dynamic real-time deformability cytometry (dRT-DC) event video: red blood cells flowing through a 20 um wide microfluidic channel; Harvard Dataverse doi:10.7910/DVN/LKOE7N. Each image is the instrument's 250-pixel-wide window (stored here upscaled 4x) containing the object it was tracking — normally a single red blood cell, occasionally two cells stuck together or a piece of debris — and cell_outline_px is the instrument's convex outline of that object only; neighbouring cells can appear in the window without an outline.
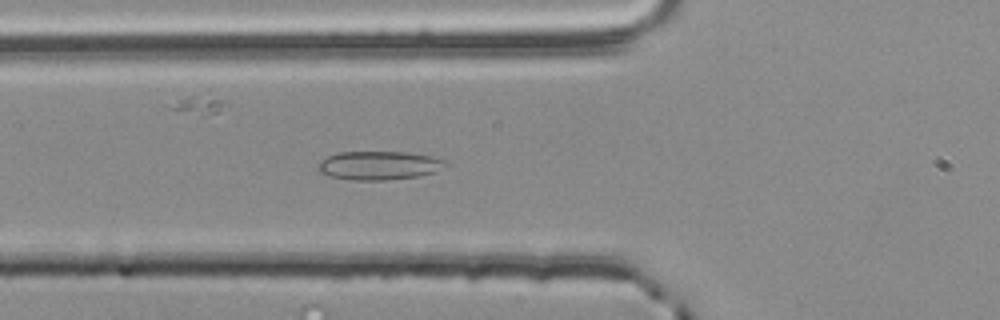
{"species": "common noctule bat (a hibernating species)", "species_latin": "Nyctalus noctula", "temperature_condition": "room temperature", "stored_images_in_passage": 44, "camera_frame_rate_fps": 3000, "um_per_image_px": 0.085, "animal": {"sex": "male", "body_mass_g": 20.4}, "frame": {"image": 1, "passage_image": 14, "time_ms": 4.333, "image_size_px": [1000, 320], "cell_outline_px": [[448, 164], [436, 172], [420, 176], [388, 180], [352, 180], [332, 176], [320, 172], [316, 168], [328, 156], [336, 152], [408, 152], [432, 156], [448, 160]], "centroid_in_image_um": [32.29, 14.06], "position_along_channel_um": 93.5, "area_um2": 21.39}}
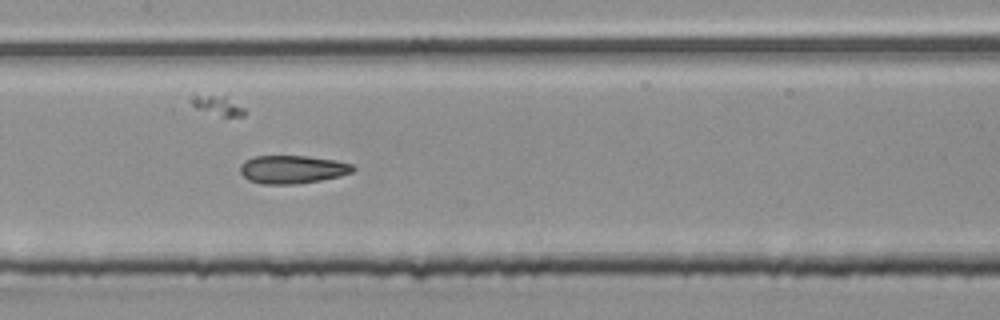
{"frame": {"image": 2, "passage_image": 21, "time_ms": 6.667, "image_size_px": [1000, 320], "cell_outline_px": [[356, 168], [352, 172], [340, 176], [320, 180], [296, 184], [260, 184], [248, 180], [240, 172], [240, 164], [244, 160], [252, 156], [308, 156], [336, 160], [352, 164]], "centroid_in_image_um": [24.83, 14.39], "position_along_channel_um": 182.6, "area_um2": 18.67}}
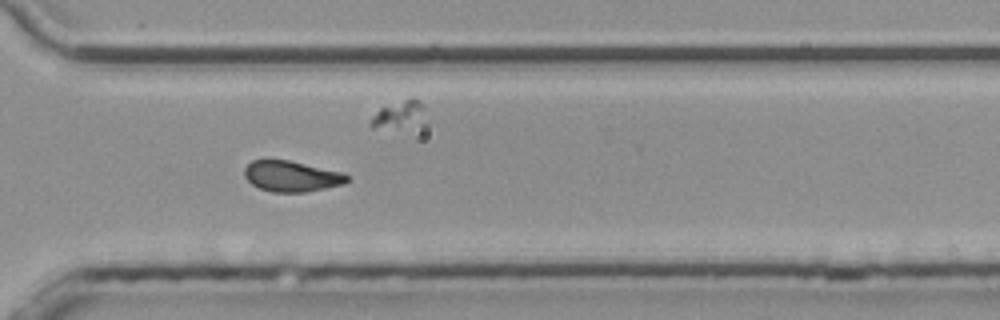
{"frame": {"image": 3, "passage_image": 34, "time_ms": 11.0, "image_size_px": [1000, 320], "cell_outline_px": [[352, 180], [344, 184], [308, 192], [272, 192], [260, 188], [252, 184], [244, 176], [244, 168], [252, 160], [288, 160], [344, 172]], "centroid_in_image_um": [24.83, 14.99], "position_along_channel_um": 345.8, "area_um2": 18.55}, "authors_computed_cell_mechanics": {"area_um2": 18.7561, "velocity_mm_per_s": 3.7782, "shape_relaxation_time_tau1_ms": 10.5881, "shape_relaxation_time_tau2_ms": 1.7537, "deformation_change_tau1": 0.1699, "deformation_change_tau2": 0.0735}}